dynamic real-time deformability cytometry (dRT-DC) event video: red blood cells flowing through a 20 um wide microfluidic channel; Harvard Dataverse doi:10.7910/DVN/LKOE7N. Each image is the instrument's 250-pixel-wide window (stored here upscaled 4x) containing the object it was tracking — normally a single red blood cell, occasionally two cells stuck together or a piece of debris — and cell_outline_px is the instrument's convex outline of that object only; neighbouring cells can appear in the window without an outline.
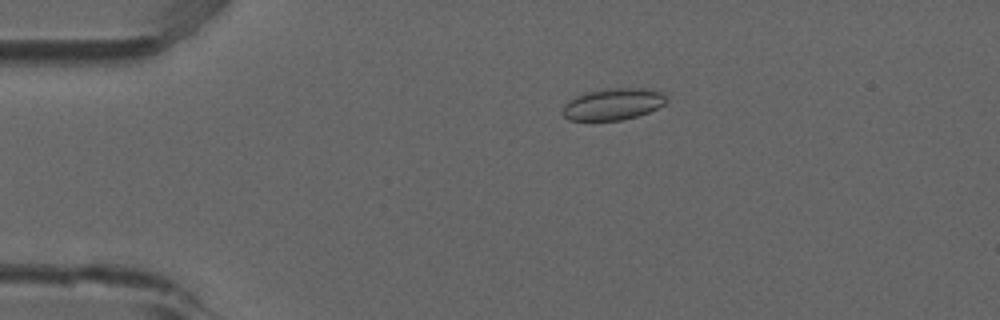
{"species": "common noctule bat (a hibernating species)", "species_latin": "Nyctalus noctula", "temperature_condition": "room temperature", "stored_images_in_passage": 51, "camera_frame_rate_fps": 3000, "um_per_image_px": 0.085, "animal": {"sex": "male", "forearm_length_mm": 52.5}, "frame": {"image": 1, "passage_image": 9, "time_ms": 2.667, "image_size_px": [1000, 320], "cell_outline_px": [[668, 100], [664, 104], [648, 112], [636, 116], [620, 120], [568, 120], [564, 116], [564, 104], [568, 100], [584, 92], [608, 88], [648, 88], [660, 92]], "centroid_in_image_um": [52.09, 8.84], "position_along_channel_um": 32.9, "area_um2": 19.02}}
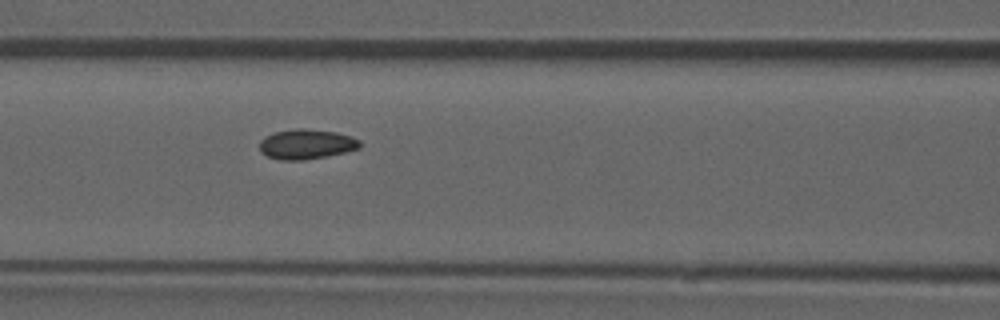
{"frame": {"image": 2, "passage_image": 21, "time_ms": 6.667, "image_size_px": [1000, 320], "cell_outline_px": [[360, 148], [328, 156], [304, 160], [280, 160], [268, 156], [260, 152], [260, 140], [264, 136], [276, 132], [296, 128], [304, 128], [336, 132], [360, 140]], "centroid_in_image_um": [26.02, 12.26], "position_along_channel_um": 140.6, "area_um2": 17.46}}
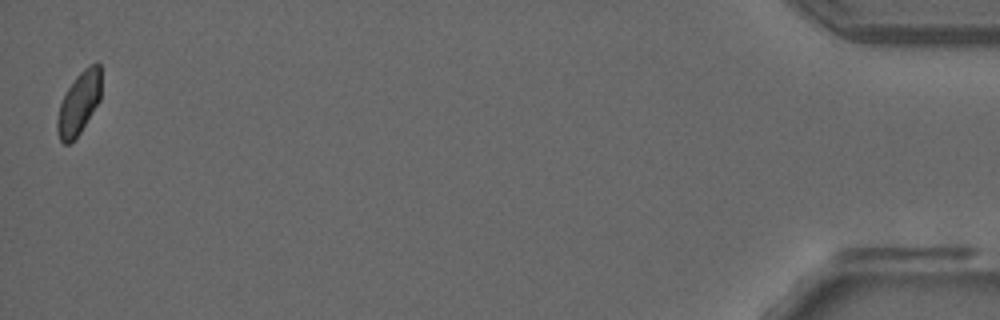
{"frame": {"image": 3, "passage_image": 51, "time_ms": 16.667, "image_size_px": [1000, 320], "cell_outline_px": [[100, 100], [80, 132], [68, 144], [64, 144], [60, 140], [56, 132], [56, 120], [60, 104], [68, 88], [76, 76], [84, 68], [96, 60], [100, 64]], "centroid_in_image_um": [6.7, 8.75], "position_along_channel_um": 428.5, "area_um2": 15.9}, "authors_computed_cell_mechanics": {"area_um2": 17.2244, "velocity_mm_per_s": 3.8336, "shape_relaxation_time_tau1_ms": null, "shape_relaxation_time_tau2_ms": 7.2716, "deformation_change_tau1": null, "deformation_change_tau2": 0.0696}}